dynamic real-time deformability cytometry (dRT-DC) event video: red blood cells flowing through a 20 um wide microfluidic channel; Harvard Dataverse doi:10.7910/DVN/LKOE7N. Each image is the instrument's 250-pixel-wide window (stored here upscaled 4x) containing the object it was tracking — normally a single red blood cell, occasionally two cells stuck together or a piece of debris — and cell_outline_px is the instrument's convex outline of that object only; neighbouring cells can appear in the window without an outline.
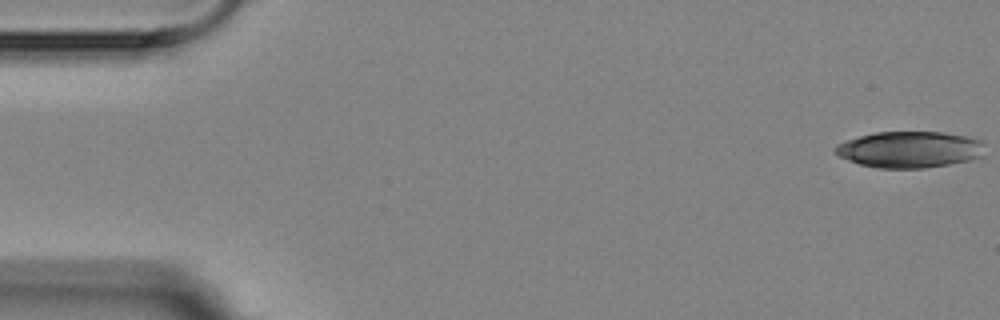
{"species": "Egyptian fruit bat (a non-hibernating species)", "species_latin": "Rousettus aegyptiacus", "temperature_condition": "room temperature", "stored_images_in_passage": 4, "camera_frame_rate_fps": 3000, "um_per_image_px": 0.085, "animal": {"sex": "female"}, "frame": {"image": 1, "passage_image": 1, "time_ms": 0.0, "image_size_px": [1000, 320], "cell_outline_px": [[984, 156], [968, 160], [948, 164], [924, 168], [876, 168], [860, 164], [836, 156], [832, 148], [836, 144], [860, 136], [876, 132], [944, 132], [968, 136], [984, 140]], "centroid_in_image_um": [77.33, 12.7], "position_along_channel_um": 7.7, "area_um2": 32.02}}
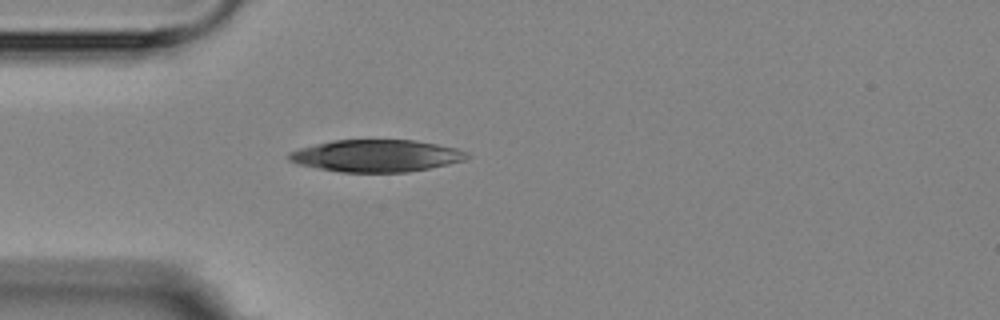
{"frame": {"image": 2, "passage_image": 4, "time_ms": 4.667, "image_size_px": [1000, 320], "cell_outline_px": [[472, 156], [468, 160], [408, 172], [340, 172], [300, 164], [288, 160], [288, 152], [300, 148], [332, 140], [416, 140], [456, 148], [468, 152]], "centroid_in_image_um": [32.04, 13.24], "position_along_channel_um": 53.0, "area_um2": 33.29}}